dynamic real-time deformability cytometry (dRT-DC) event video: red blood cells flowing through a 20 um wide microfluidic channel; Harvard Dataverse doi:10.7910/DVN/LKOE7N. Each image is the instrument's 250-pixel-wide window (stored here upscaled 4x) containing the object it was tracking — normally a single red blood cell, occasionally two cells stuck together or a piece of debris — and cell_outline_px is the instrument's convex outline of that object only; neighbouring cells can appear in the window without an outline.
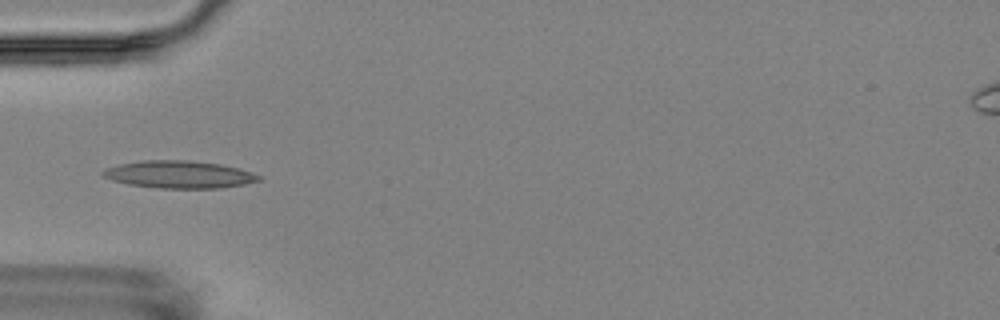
{"species": "Egyptian fruit bat (a non-hibernating species)", "species_latin": "Rousettus aegyptiacus", "temperature_condition": "room temperature", "stored_images_in_passage": 15, "camera_frame_rate_fps": 3000, "um_per_image_px": 0.085, "animal": {"sex": "female"}, "frame": {"image": 1, "passage_image": 4, "time_ms": 3.667, "image_size_px": [1000, 320], "cell_outline_px": [[264, 180], [244, 184], [220, 188], [160, 188], [128, 184], [112, 180], [104, 176], [100, 172], [104, 168], [120, 164], [144, 160], [184, 160], [220, 164], [236, 168], [260, 176]], "centroid_in_image_um": [15.19, 14.83], "position_along_channel_um": 69.8, "area_um2": 24.68}}
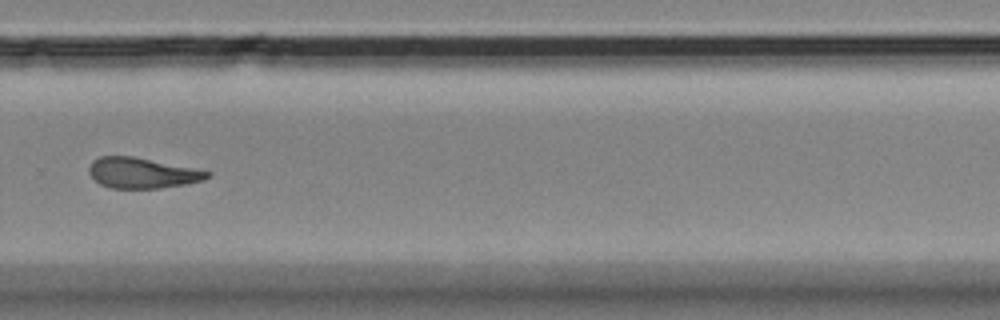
{"frame": {"image": 2, "passage_image": 10, "time_ms": 10.667, "image_size_px": [1000, 320], "cell_outline_px": [[212, 176], [204, 180], [188, 184], [160, 188], [108, 188], [100, 184], [88, 172], [88, 168], [92, 160], [100, 156], [132, 156], [212, 172]], "centroid_in_image_um": [12.08, 14.71], "position_along_channel_um": 317.7, "area_um2": 21.04}}
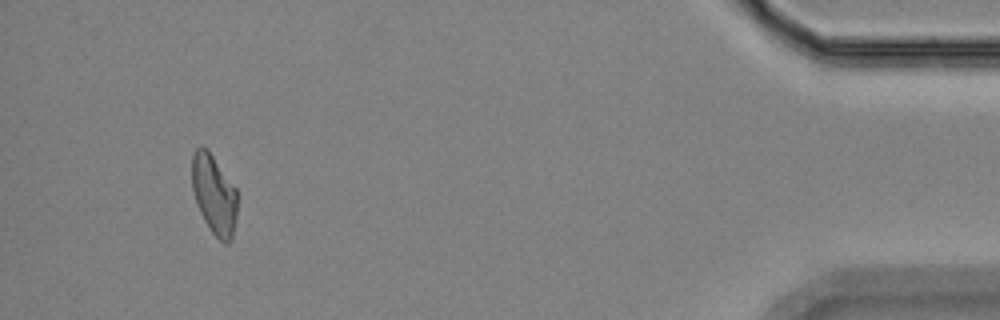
{"frame": {"image": 3, "passage_image": 14, "time_ms": 15.333, "image_size_px": [1000, 320], "cell_outline_px": [[236, 216], [232, 240], [228, 244], [224, 244], [212, 232], [204, 220], [200, 212], [192, 188], [192, 152], [196, 148], [208, 148], [236, 188]], "centroid_in_image_um": [18.2, 16.53], "position_along_channel_um": 417.0, "area_um2": 20.98}, "authors_computed_cell_mechanics": {"area_um2": 21.675, "velocity_mm_per_s": 3.5353, "shape_relaxation_time_tau1_ms": null, "shape_relaxation_time_tau2_ms": 4.5898, "deformation_change_tau1": null, "deformation_change_tau2": 0.1302}}